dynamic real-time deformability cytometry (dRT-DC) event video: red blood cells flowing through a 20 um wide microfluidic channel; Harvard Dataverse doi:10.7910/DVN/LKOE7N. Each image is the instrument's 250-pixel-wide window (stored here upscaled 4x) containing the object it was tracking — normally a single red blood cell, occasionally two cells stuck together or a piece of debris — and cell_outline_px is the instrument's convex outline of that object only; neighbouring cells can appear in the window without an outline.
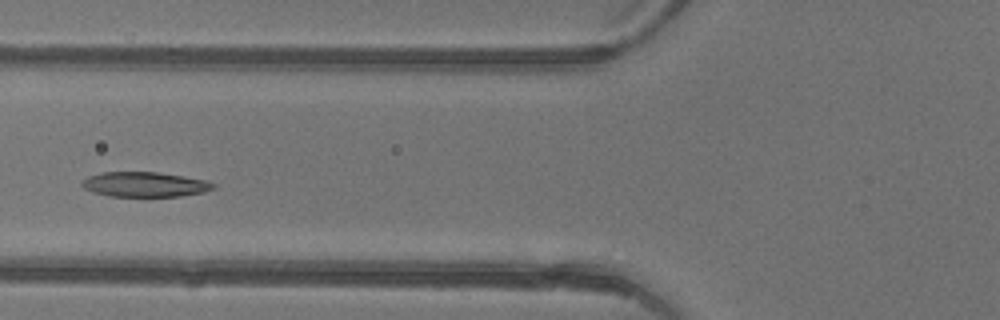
{"species": "common noctule bat (a hibernating species)", "species_latin": "Nyctalus noctula", "temperature_condition": "warm", "stored_images_in_passage": 5, "camera_frame_rate_fps": 3000, "um_per_image_px": 0.085, "animal": {"sex": "female"}, "frame": {"image": 1, "passage_image": 4, "time_ms": 1.0, "image_size_px": [1000, 320], "cell_outline_px": [[216, 188], [204, 192], [180, 196], [108, 196], [92, 192], [84, 188], [80, 184], [80, 180], [88, 176], [100, 172], [156, 172], [184, 176], [204, 180], [216, 184]], "centroid_in_image_um": [12.26, 15.67], "position_along_channel_um": 113.5, "area_um2": 19.19}}
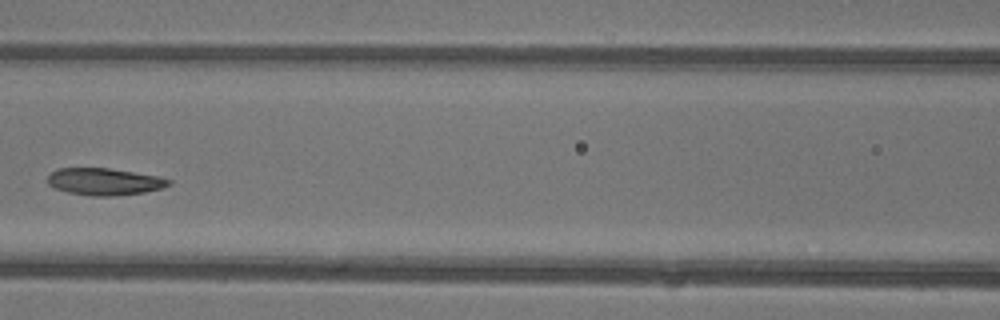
{"frame": {"image": 2, "passage_image": 5, "time_ms": 1.333, "image_size_px": [1000, 320], "cell_outline_px": [[172, 184], [160, 188], [144, 192], [116, 196], [92, 196], [68, 192], [56, 188], [48, 184], [48, 176], [56, 168], [108, 168], [160, 176], [172, 180]], "centroid_in_image_um": [8.89, 15.43], "position_along_channel_um": 157.7, "area_um2": 19.07}}